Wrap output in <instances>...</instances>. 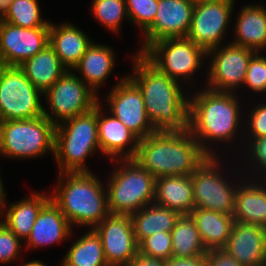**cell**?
<instances>
[{
    "label": "cell",
    "instance_id": "obj_20",
    "mask_svg": "<svg viewBox=\"0 0 266 266\" xmlns=\"http://www.w3.org/2000/svg\"><path fill=\"white\" fill-rule=\"evenodd\" d=\"M73 228L59 206L50 199L39 212L26 239V247L38 248L63 242L71 235Z\"/></svg>",
    "mask_w": 266,
    "mask_h": 266
},
{
    "label": "cell",
    "instance_id": "obj_44",
    "mask_svg": "<svg viewBox=\"0 0 266 266\" xmlns=\"http://www.w3.org/2000/svg\"><path fill=\"white\" fill-rule=\"evenodd\" d=\"M195 4L215 3V2H235V0H192Z\"/></svg>",
    "mask_w": 266,
    "mask_h": 266
},
{
    "label": "cell",
    "instance_id": "obj_3",
    "mask_svg": "<svg viewBox=\"0 0 266 266\" xmlns=\"http://www.w3.org/2000/svg\"><path fill=\"white\" fill-rule=\"evenodd\" d=\"M238 99L235 93L218 92L206 87L189 98L188 130L209 156L217 155L208 146L209 141L226 144L239 133L237 130L243 121L240 120L242 113Z\"/></svg>",
    "mask_w": 266,
    "mask_h": 266
},
{
    "label": "cell",
    "instance_id": "obj_30",
    "mask_svg": "<svg viewBox=\"0 0 266 266\" xmlns=\"http://www.w3.org/2000/svg\"><path fill=\"white\" fill-rule=\"evenodd\" d=\"M61 266H109L103 251L102 240L94 229L71 245Z\"/></svg>",
    "mask_w": 266,
    "mask_h": 266
},
{
    "label": "cell",
    "instance_id": "obj_32",
    "mask_svg": "<svg viewBox=\"0 0 266 266\" xmlns=\"http://www.w3.org/2000/svg\"><path fill=\"white\" fill-rule=\"evenodd\" d=\"M38 0H13L2 21L23 28L50 27L48 20L42 19Z\"/></svg>",
    "mask_w": 266,
    "mask_h": 266
},
{
    "label": "cell",
    "instance_id": "obj_41",
    "mask_svg": "<svg viewBox=\"0 0 266 266\" xmlns=\"http://www.w3.org/2000/svg\"><path fill=\"white\" fill-rule=\"evenodd\" d=\"M165 266H205V255L191 258L171 257L166 260Z\"/></svg>",
    "mask_w": 266,
    "mask_h": 266
},
{
    "label": "cell",
    "instance_id": "obj_12",
    "mask_svg": "<svg viewBox=\"0 0 266 266\" xmlns=\"http://www.w3.org/2000/svg\"><path fill=\"white\" fill-rule=\"evenodd\" d=\"M255 53L251 49L232 43L207 51V56H211V62L206 76L208 77L206 88L218 92L235 93V89L243 86L249 60Z\"/></svg>",
    "mask_w": 266,
    "mask_h": 266
},
{
    "label": "cell",
    "instance_id": "obj_46",
    "mask_svg": "<svg viewBox=\"0 0 266 266\" xmlns=\"http://www.w3.org/2000/svg\"><path fill=\"white\" fill-rule=\"evenodd\" d=\"M4 192H5V190L3 188L2 179H1V176H0V203L5 198L6 194Z\"/></svg>",
    "mask_w": 266,
    "mask_h": 266
},
{
    "label": "cell",
    "instance_id": "obj_5",
    "mask_svg": "<svg viewBox=\"0 0 266 266\" xmlns=\"http://www.w3.org/2000/svg\"><path fill=\"white\" fill-rule=\"evenodd\" d=\"M98 150L97 104L91 111L56 125L53 157L59 173L90 172L85 161Z\"/></svg>",
    "mask_w": 266,
    "mask_h": 266
},
{
    "label": "cell",
    "instance_id": "obj_16",
    "mask_svg": "<svg viewBox=\"0 0 266 266\" xmlns=\"http://www.w3.org/2000/svg\"><path fill=\"white\" fill-rule=\"evenodd\" d=\"M49 28H23L0 21V54L5 66H20L49 45Z\"/></svg>",
    "mask_w": 266,
    "mask_h": 266
},
{
    "label": "cell",
    "instance_id": "obj_6",
    "mask_svg": "<svg viewBox=\"0 0 266 266\" xmlns=\"http://www.w3.org/2000/svg\"><path fill=\"white\" fill-rule=\"evenodd\" d=\"M114 161L119 166L115 167L106 185L109 213L131 216L154 203L156 178L134 159Z\"/></svg>",
    "mask_w": 266,
    "mask_h": 266
},
{
    "label": "cell",
    "instance_id": "obj_25",
    "mask_svg": "<svg viewBox=\"0 0 266 266\" xmlns=\"http://www.w3.org/2000/svg\"><path fill=\"white\" fill-rule=\"evenodd\" d=\"M114 50L107 45L91 43L72 71H80L81 80L97 94L100 85L110 76L115 62Z\"/></svg>",
    "mask_w": 266,
    "mask_h": 266
},
{
    "label": "cell",
    "instance_id": "obj_29",
    "mask_svg": "<svg viewBox=\"0 0 266 266\" xmlns=\"http://www.w3.org/2000/svg\"><path fill=\"white\" fill-rule=\"evenodd\" d=\"M180 216V213L156 203L133 213L131 219L137 244L156 232H171Z\"/></svg>",
    "mask_w": 266,
    "mask_h": 266
},
{
    "label": "cell",
    "instance_id": "obj_21",
    "mask_svg": "<svg viewBox=\"0 0 266 266\" xmlns=\"http://www.w3.org/2000/svg\"><path fill=\"white\" fill-rule=\"evenodd\" d=\"M248 174H250V178L242 182L243 184L240 183L237 188L233 214L234 221L266 228V183H264L266 181L260 180L262 182L260 183L258 177L255 180L254 174Z\"/></svg>",
    "mask_w": 266,
    "mask_h": 266
},
{
    "label": "cell",
    "instance_id": "obj_22",
    "mask_svg": "<svg viewBox=\"0 0 266 266\" xmlns=\"http://www.w3.org/2000/svg\"><path fill=\"white\" fill-rule=\"evenodd\" d=\"M91 43V39L71 23H50L49 45L68 70L74 68Z\"/></svg>",
    "mask_w": 266,
    "mask_h": 266
},
{
    "label": "cell",
    "instance_id": "obj_2",
    "mask_svg": "<svg viewBox=\"0 0 266 266\" xmlns=\"http://www.w3.org/2000/svg\"><path fill=\"white\" fill-rule=\"evenodd\" d=\"M208 156L186 129L156 131L140 139L133 159L155 178H159L191 176Z\"/></svg>",
    "mask_w": 266,
    "mask_h": 266
},
{
    "label": "cell",
    "instance_id": "obj_23",
    "mask_svg": "<svg viewBox=\"0 0 266 266\" xmlns=\"http://www.w3.org/2000/svg\"><path fill=\"white\" fill-rule=\"evenodd\" d=\"M51 199V196L34 192L31 196L12 203L6 209L5 198L0 203V217L4 216L3 223L22 241H25L42 207Z\"/></svg>",
    "mask_w": 266,
    "mask_h": 266
},
{
    "label": "cell",
    "instance_id": "obj_28",
    "mask_svg": "<svg viewBox=\"0 0 266 266\" xmlns=\"http://www.w3.org/2000/svg\"><path fill=\"white\" fill-rule=\"evenodd\" d=\"M190 215L207 251L226 246L234 224L233 216L204 208H194Z\"/></svg>",
    "mask_w": 266,
    "mask_h": 266
},
{
    "label": "cell",
    "instance_id": "obj_26",
    "mask_svg": "<svg viewBox=\"0 0 266 266\" xmlns=\"http://www.w3.org/2000/svg\"><path fill=\"white\" fill-rule=\"evenodd\" d=\"M154 203L181 215H190L195 208L191 176L156 178Z\"/></svg>",
    "mask_w": 266,
    "mask_h": 266
},
{
    "label": "cell",
    "instance_id": "obj_10",
    "mask_svg": "<svg viewBox=\"0 0 266 266\" xmlns=\"http://www.w3.org/2000/svg\"><path fill=\"white\" fill-rule=\"evenodd\" d=\"M218 158V155L208 156L191 175L195 208L210 209L233 216L237 188L242 182L232 183L225 177V174L220 172L223 168Z\"/></svg>",
    "mask_w": 266,
    "mask_h": 266
},
{
    "label": "cell",
    "instance_id": "obj_1",
    "mask_svg": "<svg viewBox=\"0 0 266 266\" xmlns=\"http://www.w3.org/2000/svg\"><path fill=\"white\" fill-rule=\"evenodd\" d=\"M133 58L134 70L128 77L139 87L155 130L188 129L189 99L182 92L181 82L160 72L141 53H136Z\"/></svg>",
    "mask_w": 266,
    "mask_h": 266
},
{
    "label": "cell",
    "instance_id": "obj_47",
    "mask_svg": "<svg viewBox=\"0 0 266 266\" xmlns=\"http://www.w3.org/2000/svg\"><path fill=\"white\" fill-rule=\"evenodd\" d=\"M5 67L4 62L2 60L1 54H0V72L2 71V69Z\"/></svg>",
    "mask_w": 266,
    "mask_h": 266
},
{
    "label": "cell",
    "instance_id": "obj_31",
    "mask_svg": "<svg viewBox=\"0 0 266 266\" xmlns=\"http://www.w3.org/2000/svg\"><path fill=\"white\" fill-rule=\"evenodd\" d=\"M172 257L191 258L206 255L196 223L191 215H181L171 231Z\"/></svg>",
    "mask_w": 266,
    "mask_h": 266
},
{
    "label": "cell",
    "instance_id": "obj_35",
    "mask_svg": "<svg viewBox=\"0 0 266 266\" xmlns=\"http://www.w3.org/2000/svg\"><path fill=\"white\" fill-rule=\"evenodd\" d=\"M129 20L139 26L143 32L152 24L158 0H125Z\"/></svg>",
    "mask_w": 266,
    "mask_h": 266
},
{
    "label": "cell",
    "instance_id": "obj_8",
    "mask_svg": "<svg viewBox=\"0 0 266 266\" xmlns=\"http://www.w3.org/2000/svg\"><path fill=\"white\" fill-rule=\"evenodd\" d=\"M142 55L160 72L181 83L190 80L207 58V52L187 37L158 40Z\"/></svg>",
    "mask_w": 266,
    "mask_h": 266
},
{
    "label": "cell",
    "instance_id": "obj_9",
    "mask_svg": "<svg viewBox=\"0 0 266 266\" xmlns=\"http://www.w3.org/2000/svg\"><path fill=\"white\" fill-rule=\"evenodd\" d=\"M41 96L18 66H5L0 72V122L44 116Z\"/></svg>",
    "mask_w": 266,
    "mask_h": 266
},
{
    "label": "cell",
    "instance_id": "obj_7",
    "mask_svg": "<svg viewBox=\"0 0 266 266\" xmlns=\"http://www.w3.org/2000/svg\"><path fill=\"white\" fill-rule=\"evenodd\" d=\"M55 127L44 116L0 122V155L33 159L51 151L54 156Z\"/></svg>",
    "mask_w": 266,
    "mask_h": 266
},
{
    "label": "cell",
    "instance_id": "obj_36",
    "mask_svg": "<svg viewBox=\"0 0 266 266\" xmlns=\"http://www.w3.org/2000/svg\"><path fill=\"white\" fill-rule=\"evenodd\" d=\"M260 54V55H259ZM244 85L254 93L266 92V56L256 52L249 60Z\"/></svg>",
    "mask_w": 266,
    "mask_h": 266
},
{
    "label": "cell",
    "instance_id": "obj_4",
    "mask_svg": "<svg viewBox=\"0 0 266 266\" xmlns=\"http://www.w3.org/2000/svg\"><path fill=\"white\" fill-rule=\"evenodd\" d=\"M96 175L90 172H62L50 194L71 226L94 229L110 213L107 190Z\"/></svg>",
    "mask_w": 266,
    "mask_h": 266
},
{
    "label": "cell",
    "instance_id": "obj_24",
    "mask_svg": "<svg viewBox=\"0 0 266 266\" xmlns=\"http://www.w3.org/2000/svg\"><path fill=\"white\" fill-rule=\"evenodd\" d=\"M232 44L259 52L266 48V7L245 5L238 13Z\"/></svg>",
    "mask_w": 266,
    "mask_h": 266
},
{
    "label": "cell",
    "instance_id": "obj_40",
    "mask_svg": "<svg viewBox=\"0 0 266 266\" xmlns=\"http://www.w3.org/2000/svg\"><path fill=\"white\" fill-rule=\"evenodd\" d=\"M205 266H243L225 249H211L205 255Z\"/></svg>",
    "mask_w": 266,
    "mask_h": 266
},
{
    "label": "cell",
    "instance_id": "obj_14",
    "mask_svg": "<svg viewBox=\"0 0 266 266\" xmlns=\"http://www.w3.org/2000/svg\"><path fill=\"white\" fill-rule=\"evenodd\" d=\"M234 3L195 4L191 26L186 37L206 52L219 47L231 21Z\"/></svg>",
    "mask_w": 266,
    "mask_h": 266
},
{
    "label": "cell",
    "instance_id": "obj_37",
    "mask_svg": "<svg viewBox=\"0 0 266 266\" xmlns=\"http://www.w3.org/2000/svg\"><path fill=\"white\" fill-rule=\"evenodd\" d=\"M20 243L24 242L2 222L0 217V263L7 264L16 260L23 246Z\"/></svg>",
    "mask_w": 266,
    "mask_h": 266
},
{
    "label": "cell",
    "instance_id": "obj_18",
    "mask_svg": "<svg viewBox=\"0 0 266 266\" xmlns=\"http://www.w3.org/2000/svg\"><path fill=\"white\" fill-rule=\"evenodd\" d=\"M225 249L243 266L266 264V228L234 221Z\"/></svg>",
    "mask_w": 266,
    "mask_h": 266
},
{
    "label": "cell",
    "instance_id": "obj_13",
    "mask_svg": "<svg viewBox=\"0 0 266 266\" xmlns=\"http://www.w3.org/2000/svg\"><path fill=\"white\" fill-rule=\"evenodd\" d=\"M107 95L110 113L139 139L156 132L147 115L139 87L124 76Z\"/></svg>",
    "mask_w": 266,
    "mask_h": 266
},
{
    "label": "cell",
    "instance_id": "obj_19",
    "mask_svg": "<svg viewBox=\"0 0 266 266\" xmlns=\"http://www.w3.org/2000/svg\"><path fill=\"white\" fill-rule=\"evenodd\" d=\"M101 107L99 101L97 103V122L100 152L111 157L112 161L133 159L140 139L111 113H108V116H103ZM127 146L130 148L128 149Z\"/></svg>",
    "mask_w": 266,
    "mask_h": 266
},
{
    "label": "cell",
    "instance_id": "obj_45",
    "mask_svg": "<svg viewBox=\"0 0 266 266\" xmlns=\"http://www.w3.org/2000/svg\"><path fill=\"white\" fill-rule=\"evenodd\" d=\"M23 266H46V264L41 262V261H39V260H33V261H30V262H27Z\"/></svg>",
    "mask_w": 266,
    "mask_h": 266
},
{
    "label": "cell",
    "instance_id": "obj_38",
    "mask_svg": "<svg viewBox=\"0 0 266 266\" xmlns=\"http://www.w3.org/2000/svg\"><path fill=\"white\" fill-rule=\"evenodd\" d=\"M248 142L249 144H246V145H249L250 148L249 147H245V148L246 150L249 149L246 151L249 153H246V154L250 156H248L245 160L250 158L249 160H247L248 161L247 163L251 164L249 165L250 168H253L254 170H256V171L251 172L252 174L253 173L255 174L256 176L255 178L261 177L260 179L265 180L266 178V137H263L261 139L248 140ZM256 172H259V174Z\"/></svg>",
    "mask_w": 266,
    "mask_h": 266
},
{
    "label": "cell",
    "instance_id": "obj_42",
    "mask_svg": "<svg viewBox=\"0 0 266 266\" xmlns=\"http://www.w3.org/2000/svg\"><path fill=\"white\" fill-rule=\"evenodd\" d=\"M166 260L148 257L138 252L137 256L125 266H165Z\"/></svg>",
    "mask_w": 266,
    "mask_h": 266
},
{
    "label": "cell",
    "instance_id": "obj_43",
    "mask_svg": "<svg viewBox=\"0 0 266 266\" xmlns=\"http://www.w3.org/2000/svg\"><path fill=\"white\" fill-rule=\"evenodd\" d=\"M13 0H0V14L4 16L9 10Z\"/></svg>",
    "mask_w": 266,
    "mask_h": 266
},
{
    "label": "cell",
    "instance_id": "obj_34",
    "mask_svg": "<svg viewBox=\"0 0 266 266\" xmlns=\"http://www.w3.org/2000/svg\"><path fill=\"white\" fill-rule=\"evenodd\" d=\"M138 246L140 254L168 260L172 257L171 232H156L154 235L145 238Z\"/></svg>",
    "mask_w": 266,
    "mask_h": 266
},
{
    "label": "cell",
    "instance_id": "obj_27",
    "mask_svg": "<svg viewBox=\"0 0 266 266\" xmlns=\"http://www.w3.org/2000/svg\"><path fill=\"white\" fill-rule=\"evenodd\" d=\"M19 68L27 79L43 93L68 71L50 45L24 61Z\"/></svg>",
    "mask_w": 266,
    "mask_h": 266
},
{
    "label": "cell",
    "instance_id": "obj_33",
    "mask_svg": "<svg viewBox=\"0 0 266 266\" xmlns=\"http://www.w3.org/2000/svg\"><path fill=\"white\" fill-rule=\"evenodd\" d=\"M92 14L102 26L117 32L124 18H129L125 0H92Z\"/></svg>",
    "mask_w": 266,
    "mask_h": 266
},
{
    "label": "cell",
    "instance_id": "obj_39",
    "mask_svg": "<svg viewBox=\"0 0 266 266\" xmlns=\"http://www.w3.org/2000/svg\"><path fill=\"white\" fill-rule=\"evenodd\" d=\"M248 115V122H246L245 127L248 126L249 140L261 139L266 137V103L261 105L257 104L252 108ZM250 118V119H249ZM248 123V126H247Z\"/></svg>",
    "mask_w": 266,
    "mask_h": 266
},
{
    "label": "cell",
    "instance_id": "obj_17",
    "mask_svg": "<svg viewBox=\"0 0 266 266\" xmlns=\"http://www.w3.org/2000/svg\"><path fill=\"white\" fill-rule=\"evenodd\" d=\"M195 3L192 0H158L152 24L144 31L143 53L152 43L165 38L186 37Z\"/></svg>",
    "mask_w": 266,
    "mask_h": 266
},
{
    "label": "cell",
    "instance_id": "obj_15",
    "mask_svg": "<svg viewBox=\"0 0 266 266\" xmlns=\"http://www.w3.org/2000/svg\"><path fill=\"white\" fill-rule=\"evenodd\" d=\"M94 230L102 240L109 266H125L137 256L139 246L130 215L109 214Z\"/></svg>",
    "mask_w": 266,
    "mask_h": 266
},
{
    "label": "cell",
    "instance_id": "obj_11",
    "mask_svg": "<svg viewBox=\"0 0 266 266\" xmlns=\"http://www.w3.org/2000/svg\"><path fill=\"white\" fill-rule=\"evenodd\" d=\"M44 96L50 109V111L44 109V117L55 126L91 111L100 100L98 95L72 70L62 75L44 93Z\"/></svg>",
    "mask_w": 266,
    "mask_h": 266
}]
</instances>
